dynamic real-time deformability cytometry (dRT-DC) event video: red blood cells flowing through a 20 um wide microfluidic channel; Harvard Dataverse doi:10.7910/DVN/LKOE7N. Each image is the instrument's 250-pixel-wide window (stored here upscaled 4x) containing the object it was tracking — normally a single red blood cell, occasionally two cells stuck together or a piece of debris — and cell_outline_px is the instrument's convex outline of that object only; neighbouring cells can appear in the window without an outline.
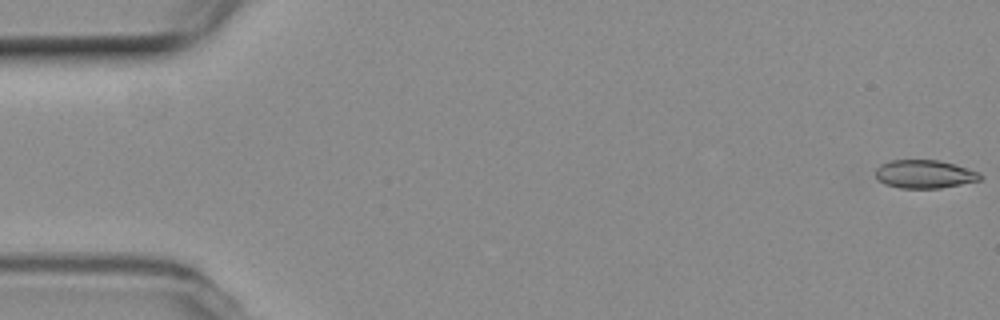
{"species": "common noctule bat (a hibernating species)", "species_latin": "Nyctalus noctula", "temperature_condition": "room temperature", "stored_images_in_passage": 55, "camera_frame_rate_fps": 3000, "um_per_image_px": 0.085, "animal": {"sex": "female", "body_mass_g": 19.3, "forearm_length_mm": 54.1}, "frame": {"image": 1, "passage_image": 1, "time_ms": 0.0, "image_size_px": [1000, 320], "cell_outline_px": [[984, 176], [980, 180], [940, 188], [900, 188], [884, 184], [876, 180], [876, 168], [880, 164], [892, 160], [940, 160], [980, 172]], "centroid_in_image_um": [78.57, 14.8], "position_along_channel_um": 6.4, "area_um2": 17.34}}
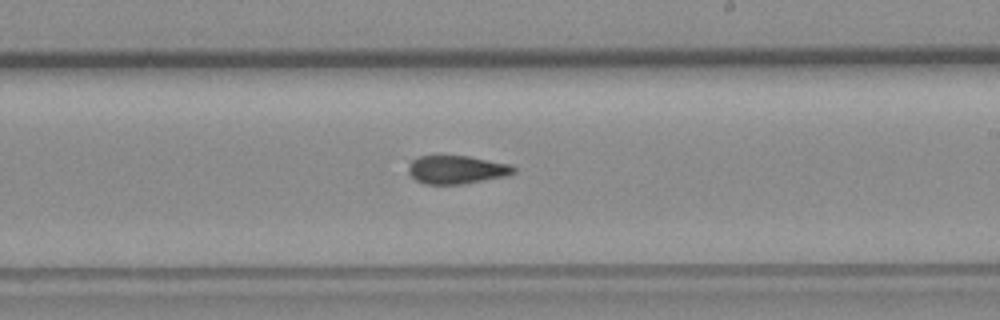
{"frame": {"image": 2, "passage_image": 32, "time_ms": 10.333, "image_size_px": [1000, 320], "cell_outline_px": [[516, 172], [508, 176], [464, 184], [424, 184], [416, 180], [408, 172], [408, 168], [412, 160], [420, 156], [468, 156], [512, 164], [516, 168]], "centroid_in_image_um": [38.87, 14.43], "position_along_channel_um": 250.1, "area_um2": 17.51}}
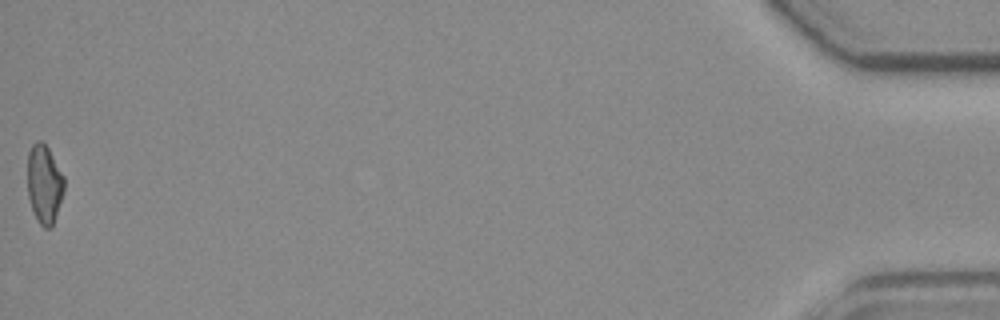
{"frame": {"image": 3, "passage_image": 55, "time_ms": 18.0, "image_size_px": [1000, 320], "cell_outline_px": [[64, 192], [52, 224], [48, 228], [44, 228], [36, 220], [28, 196], [28, 152], [32, 144], [36, 140], [40, 140], [48, 148], [64, 176]], "centroid_in_image_um": [3.76, 15.62], "position_along_channel_um": 431.4, "area_um2": 16.65}, "authors_computed_cell_mechanics": {"area_um2": 17.7446, "velocity_mm_per_s": 3.7622, "shape_relaxation_time_tau1_ms": null, "shape_relaxation_time_tau2_ms": 3.1233, "deformation_change_tau1": null, "deformation_change_tau2": 0.1065}}